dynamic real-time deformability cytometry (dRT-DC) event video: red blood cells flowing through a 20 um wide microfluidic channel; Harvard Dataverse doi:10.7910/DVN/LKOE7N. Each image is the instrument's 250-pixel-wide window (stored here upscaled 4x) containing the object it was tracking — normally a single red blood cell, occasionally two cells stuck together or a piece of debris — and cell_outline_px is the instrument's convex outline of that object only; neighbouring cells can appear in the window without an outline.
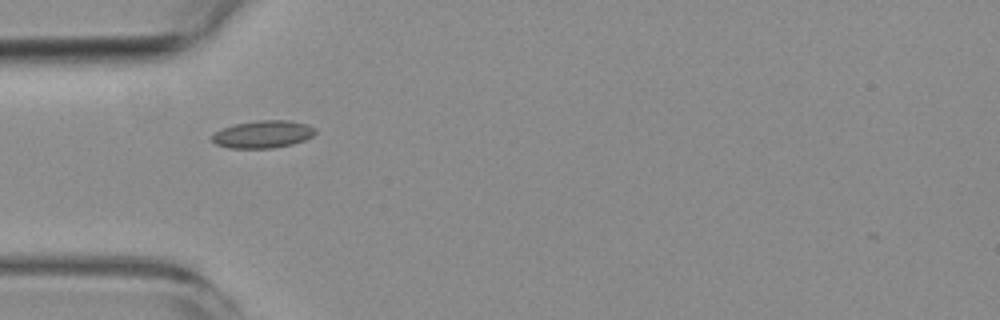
{"species": "common noctule bat (a hibernating species)", "species_latin": "Nyctalus noctula", "temperature_condition": "room temperature", "stored_images_in_passage": 4, "camera_frame_rate_fps": 3000, "um_per_image_px": 0.085, "animal": {"sex": "female", "body_mass_g": 19.3, "forearm_length_mm": 54.1}, "frame": {"image": 1, "passage_image": 3, "time_ms": 3.667, "image_size_px": [1000, 320], "cell_outline_px": [[316, 132], [312, 136], [304, 140], [292, 144], [272, 148], [228, 148], [216, 144], [212, 140], [212, 136], [216, 132], [224, 128], [236, 124], [256, 120], [288, 120], [308, 124], [316, 128]], "centroid_in_image_um": [22.38, 11.41], "position_along_channel_um": 62.6, "area_um2": 16.47}}
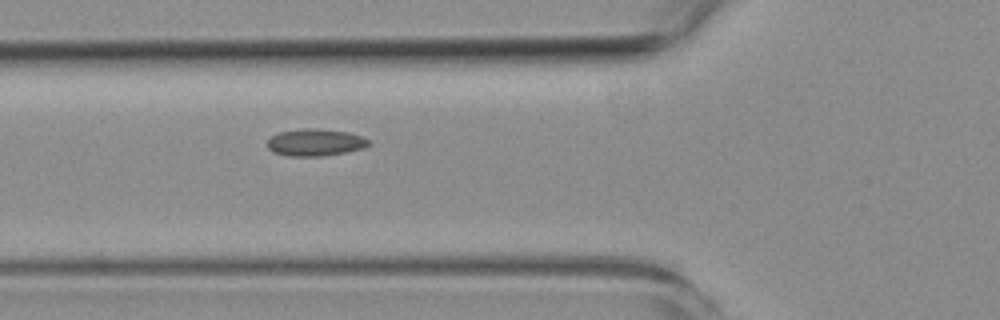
{"frame": {"image": 2, "passage_image": 4, "time_ms": 4.667, "image_size_px": [1000, 320], "cell_outline_px": [[372, 144], [364, 148], [344, 152], [320, 156], [288, 156], [272, 152], [268, 148], [268, 140], [276, 132], [304, 128], [316, 128], [348, 132], [360, 136], [368, 140]], "centroid_in_image_um": [26.77, 12.1], "position_along_channel_um": 99.0, "area_um2": 16.01}}